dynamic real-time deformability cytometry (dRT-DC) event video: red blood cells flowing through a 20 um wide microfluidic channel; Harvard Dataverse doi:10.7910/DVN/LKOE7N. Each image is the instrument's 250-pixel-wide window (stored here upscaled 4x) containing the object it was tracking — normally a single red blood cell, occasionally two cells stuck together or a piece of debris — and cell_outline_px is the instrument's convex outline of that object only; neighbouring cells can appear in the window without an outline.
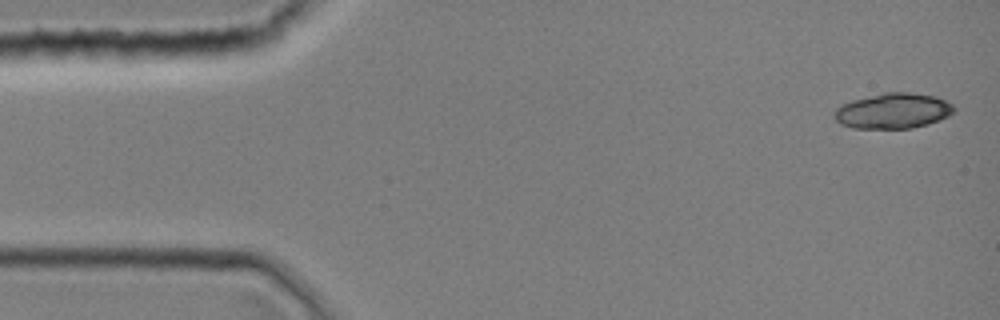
{"species": "common noctule bat (a hibernating species)", "species_latin": "Nyctalus noctula", "temperature_condition": "room temperature", "stored_images_in_passage": 8, "camera_frame_rate_fps": 3000, "um_per_image_px": 0.085, "animal": {"sex": "female", "body_mass_g": 19.0, "forearm_length_mm": 51.5}, "frame": {"image": 1, "passage_image": 1, "time_ms": 0.0, "image_size_px": [1000, 320], "cell_outline_px": [[956, 108], [948, 116], [928, 124], [912, 128], [852, 128], [840, 124], [832, 116], [832, 112], [840, 104], [852, 100], [884, 92], [908, 92], [936, 96], [952, 104]], "centroid_in_image_um": [75.86, 9.42], "position_along_channel_um": 9.1, "area_um2": 24.85}}